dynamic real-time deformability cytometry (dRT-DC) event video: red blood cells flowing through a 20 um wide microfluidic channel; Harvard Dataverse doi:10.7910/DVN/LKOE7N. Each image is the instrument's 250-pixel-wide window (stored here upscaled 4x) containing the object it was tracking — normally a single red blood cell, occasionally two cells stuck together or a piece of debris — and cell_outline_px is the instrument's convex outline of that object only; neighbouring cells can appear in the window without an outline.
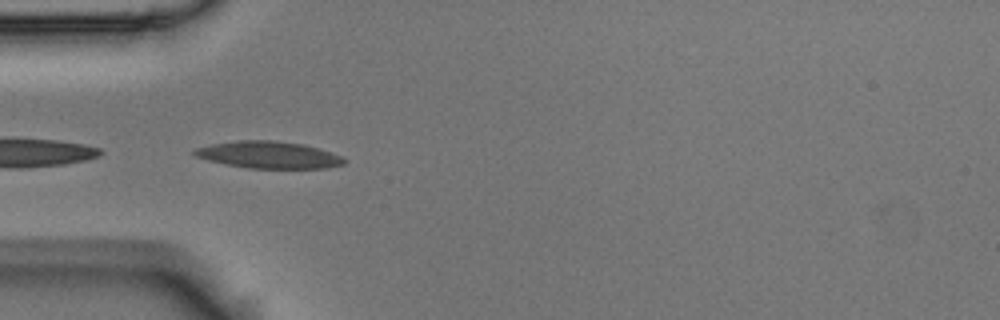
{"species": "Egyptian fruit bat (a non-hibernating species)", "species_latin": "Rousettus aegyptiacus", "temperature_condition": "room temperature", "stored_images_in_passage": 5, "camera_frame_rate_fps": 3000, "um_per_image_px": 0.085, "animal": {"sex": "male"}, "frame": {"image": 1, "passage_image": 1, "time_ms": 0.0, "image_size_px": [1000, 320], "cell_outline_px": [[344, 164], [328, 168], [248, 168], [224, 164], [208, 160], [196, 156], [192, 152], [196, 148], [212, 144], [236, 140], [272, 140], [304, 144], [344, 156]], "centroid_in_image_um": [22.85, 13.16], "position_along_channel_um": 62.2, "area_um2": 23.52}}